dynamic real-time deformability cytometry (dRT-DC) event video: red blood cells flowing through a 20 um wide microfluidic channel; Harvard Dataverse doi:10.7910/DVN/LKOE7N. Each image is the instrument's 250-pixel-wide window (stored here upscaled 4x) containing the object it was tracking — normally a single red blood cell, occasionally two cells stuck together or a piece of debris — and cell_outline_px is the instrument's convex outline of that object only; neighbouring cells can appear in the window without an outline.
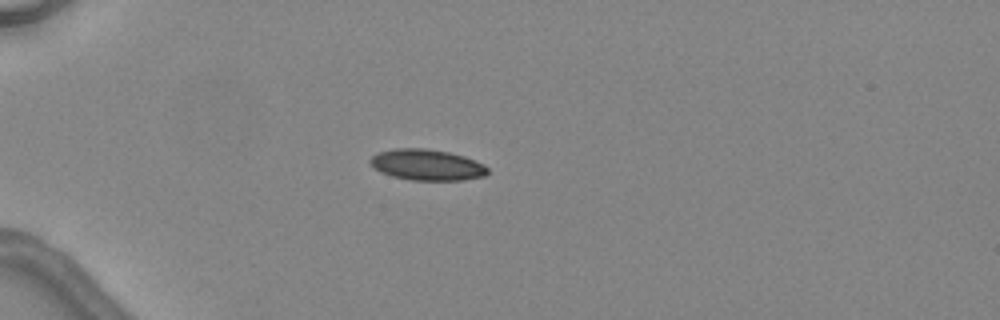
{"species": "common noctule bat (a hibernating species)", "species_latin": "Nyctalus noctula", "temperature_condition": "warm", "stored_images_in_passage": 3, "camera_frame_rate_fps": 3000, "um_per_image_px": 0.085, "animal": {"sex": "female", "body_mass_g": 24.6, "forearm_length_mm": 56.2}, "frame": {"image": 1, "passage_image": 1, "time_ms": 0.0, "image_size_px": [1000, 320], "cell_outline_px": [[488, 172], [484, 176], [464, 180], [412, 180], [392, 176], [380, 172], [372, 168], [368, 160], [376, 152], [392, 148], [428, 148], [448, 152], [464, 156], [476, 160], [484, 164], [488, 168]], "centroid_in_image_um": [36.25, 14.0], "position_along_channel_um": 48.7, "area_um2": 21.56}}